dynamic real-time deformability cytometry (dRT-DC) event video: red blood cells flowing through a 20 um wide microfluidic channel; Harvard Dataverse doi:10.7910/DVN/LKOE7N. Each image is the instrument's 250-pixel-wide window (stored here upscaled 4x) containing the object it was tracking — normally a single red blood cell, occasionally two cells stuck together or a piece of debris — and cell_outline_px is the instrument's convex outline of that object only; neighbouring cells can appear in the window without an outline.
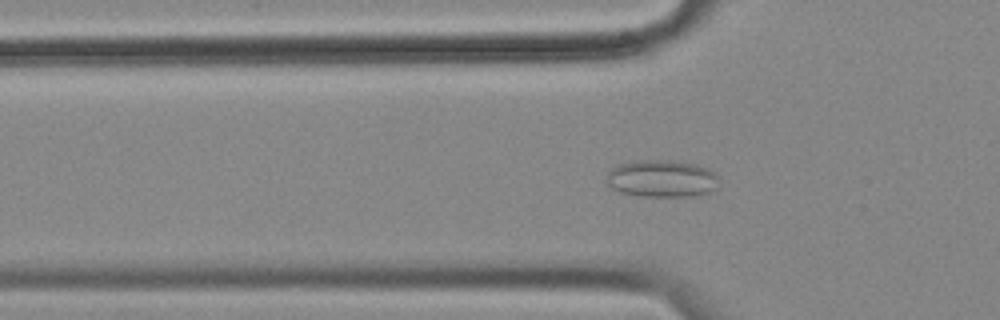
{"species": "common noctule bat (a hibernating species)", "species_latin": "Nyctalus noctula", "temperature_condition": "cold", "stored_images_in_passage": 17, "camera_frame_rate_fps": 3000, "um_per_image_px": 0.085, "animal": {"sex": "female", "body_mass_g": 18.4}, "frame": {"image": 1, "passage_image": 12, "time_ms": 3.667, "image_size_px": [1000, 320], "cell_outline_px": [[720, 176], [716, 188], [708, 192], [696, 196], [640, 196], [620, 192], [612, 188], [608, 184], [608, 172], [612, 168], [620, 164], [640, 160], [672, 160], [696, 164], [708, 168], [716, 172]], "centroid_in_image_um": [56.31, 15.18], "position_along_channel_um": 69.5, "area_um2": 24.51}}